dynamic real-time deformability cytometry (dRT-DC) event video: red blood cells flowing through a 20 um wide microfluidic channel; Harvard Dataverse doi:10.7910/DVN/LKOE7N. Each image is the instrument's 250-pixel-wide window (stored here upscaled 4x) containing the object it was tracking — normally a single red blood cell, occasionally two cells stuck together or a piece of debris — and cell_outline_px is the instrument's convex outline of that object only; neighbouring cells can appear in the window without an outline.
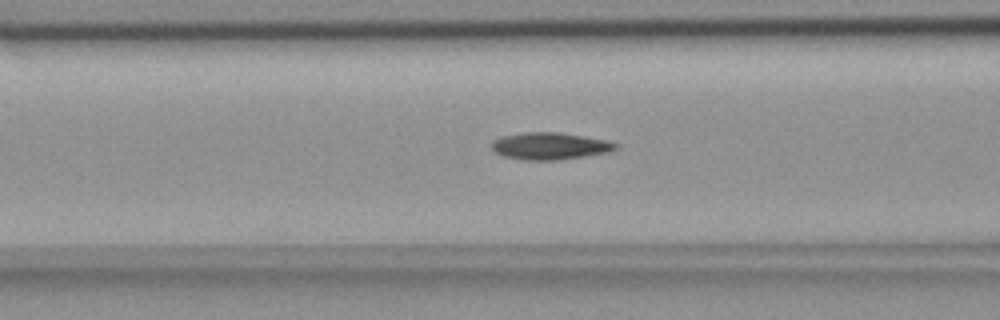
{"species": "common noctule bat (a hibernating species)", "species_latin": "Nyctalus noctula", "temperature_condition": "room temperature", "stored_images_in_passage": 48, "camera_frame_rate_fps": 3000, "um_per_image_px": 0.085, "animal": {"sex": "female", "body_mass_g": 18.4}, "frame": {"image": 1, "passage_image": 21, "time_ms": 6.667, "image_size_px": [1000, 320], "cell_outline_px": [[616, 148], [608, 152], [584, 156], [556, 160], [524, 160], [504, 156], [496, 152], [492, 148], [492, 140], [504, 136], [524, 132], [556, 132], [584, 136], [604, 140], [616, 144]], "centroid_in_image_um": [46.69, 12.41], "position_along_channel_um": 119.9, "area_um2": 19.19}}
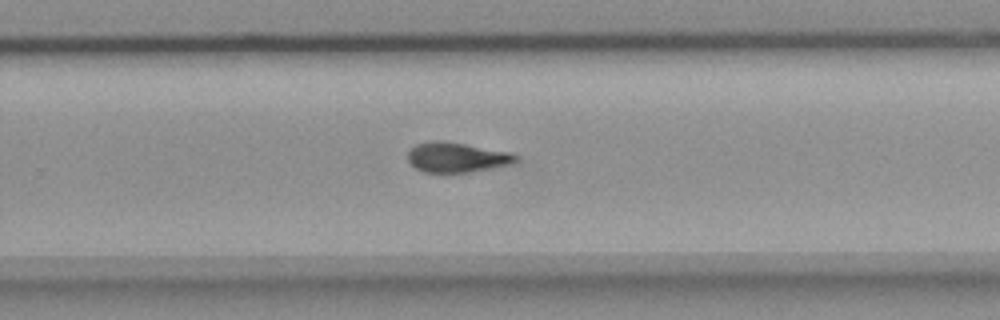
{"frame": {"image": 2, "passage_image": 35, "time_ms": 11.333, "image_size_px": [1000, 320], "cell_outline_px": [[516, 160], [508, 164], [472, 172], [424, 172], [416, 168], [408, 160], [408, 152], [416, 144], [436, 140], [440, 140], [464, 144], [508, 152], [516, 156]], "centroid_in_image_um": [38.76, 13.37], "position_along_channel_um": 291.0, "area_um2": 18.32}}
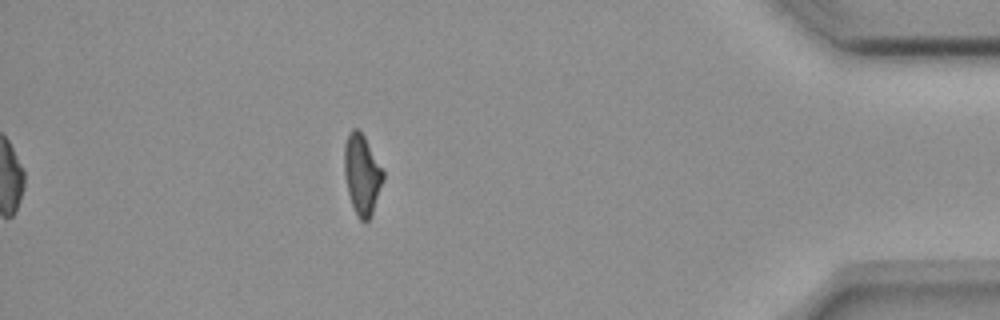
{"frame": {"image": 3, "passage_image": 48, "time_ms": 15.667, "image_size_px": [1000, 320], "cell_outline_px": [[384, 180], [372, 212], [368, 220], [360, 220], [356, 216], [348, 192], [344, 172], [344, 144], [348, 132], [352, 128], [356, 128], [364, 136], [384, 168]], "centroid_in_image_um": [30.77, 14.78], "position_along_channel_um": 404.4, "area_um2": 18.26}, "authors_computed_cell_mechanics": {"area_um2": 18.785, "velocity_mm_per_s": 3.6837, "shape_relaxation_time_tau1_ms": 5.5579, "shape_relaxation_time_tau2_ms": 3.0426, "deformation_change_tau1": 0.1698, "deformation_change_tau2": 0.0959}}